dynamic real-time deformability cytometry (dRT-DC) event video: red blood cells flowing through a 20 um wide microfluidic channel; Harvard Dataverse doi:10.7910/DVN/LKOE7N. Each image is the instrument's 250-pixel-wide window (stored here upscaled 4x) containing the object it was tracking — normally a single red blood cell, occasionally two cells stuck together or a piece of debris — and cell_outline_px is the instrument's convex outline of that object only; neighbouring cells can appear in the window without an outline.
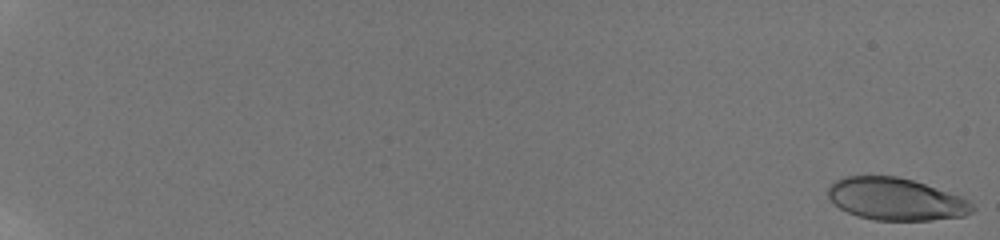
{"species": "human", "species_latin": "Homo sapiens", "temperature_condition": "room temperature", "stored_images_in_passage": 58, "camera_frame_rate_fps": 3000, "um_per_image_px": 0.085, "donor": {"sex": "male"}, "frame": {"image": 1, "passage_image": 1, "time_ms": 0.0, "image_size_px": [1000, 240], "cell_outline_px": [[976, 208], [972, 212], [964, 216], [932, 220], [876, 220], [856, 216], [840, 208], [828, 196], [828, 188], [836, 180], [844, 176], [896, 176], [912, 180], [960, 196], [968, 200]], "centroid_in_image_um": [76.15, 16.93], "position_along_channel_um": 8.8, "area_um2": 35.32}}
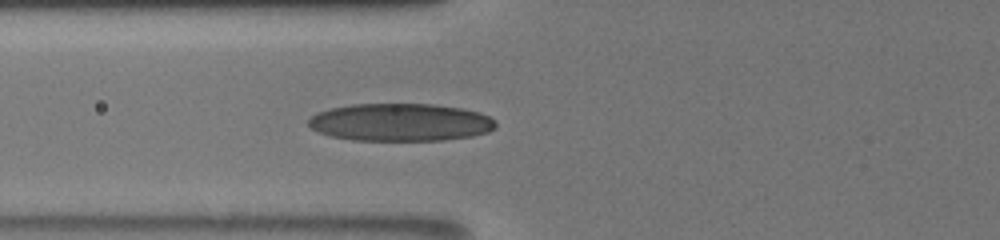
{"frame": {"image": 2, "passage_image": 27, "time_ms": 8.667, "image_size_px": [1000, 240], "cell_outline_px": [[496, 128], [488, 132], [472, 136], [444, 140], [352, 140], [332, 136], [320, 132], [312, 128], [308, 124], [308, 120], [316, 112], [328, 108], [352, 104], [436, 104], [464, 108], [480, 112], [488, 116], [496, 124]], "centroid_in_image_um": [34.05, 10.38], "position_along_channel_um": 91.8, "area_um2": 41.27}}
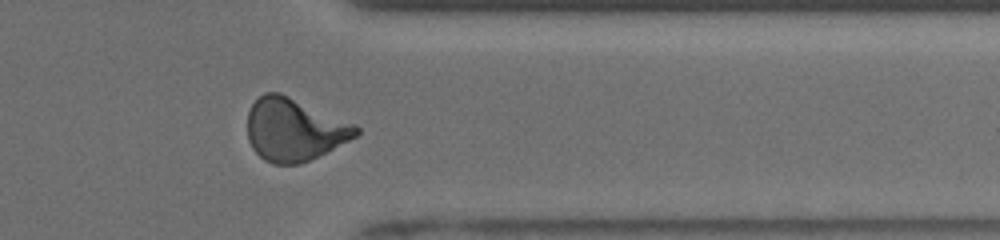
{"frame": {"image": 3, "passage_image": 50, "time_ms": 16.333, "image_size_px": [1000, 240], "cell_outline_px": [[360, 132], [356, 136], [300, 164], [272, 164], [264, 160], [252, 148], [248, 140], [248, 112], [252, 104], [264, 92], [280, 92], [356, 124], [360, 128]], "centroid_in_image_um": [24.99, 11.0], "position_along_channel_um": 386.4, "area_um2": 39.42}, "authors_computed_cell_mechanics": {"area_um2": 37.9168, "velocity_mm_per_s": 3.8576, "shape_relaxation_time_tau1_ms": 4.4741, "shape_relaxation_time_tau2_ms": 1.0447, "deformation_change_tau1": 0.1892, "deformation_change_tau2": 0.0818}}